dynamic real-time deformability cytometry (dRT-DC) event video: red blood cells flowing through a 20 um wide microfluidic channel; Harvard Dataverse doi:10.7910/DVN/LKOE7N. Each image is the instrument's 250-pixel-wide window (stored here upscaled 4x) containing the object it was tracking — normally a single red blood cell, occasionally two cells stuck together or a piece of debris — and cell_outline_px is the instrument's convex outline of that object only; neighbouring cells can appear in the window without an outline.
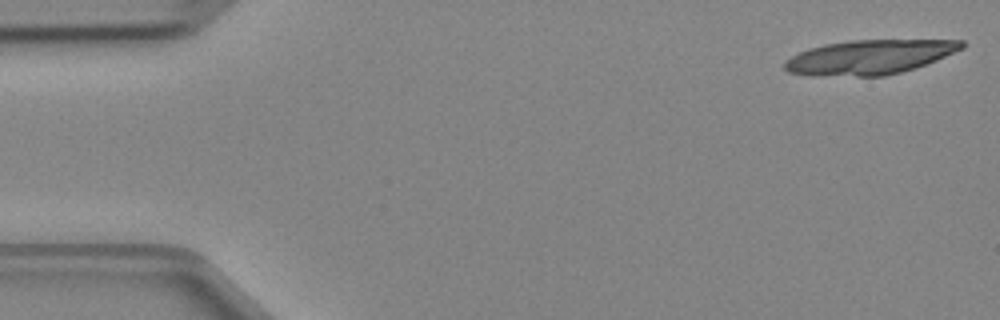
{"species": "Egyptian fruit bat (a non-hibernating species)", "species_latin": "Rousettus aegyptiacus", "temperature_condition": "cold", "stored_images_in_passage": 15, "camera_frame_rate_fps": 3000, "um_per_image_px": 0.085, "animal": {"sex": "female"}, "frame": {"image": 1, "passage_image": 1, "time_ms": 0.0, "image_size_px": [1000, 320], "cell_outline_px": [[964, 48], [936, 60], [900, 72], [884, 76], [812, 76], [788, 72], [784, 68], [784, 60], [808, 48], [824, 44], [852, 40], [964, 40]], "centroid_in_image_um": [73.86, 4.85], "position_along_channel_um": 11.1, "area_um2": 35.49}}